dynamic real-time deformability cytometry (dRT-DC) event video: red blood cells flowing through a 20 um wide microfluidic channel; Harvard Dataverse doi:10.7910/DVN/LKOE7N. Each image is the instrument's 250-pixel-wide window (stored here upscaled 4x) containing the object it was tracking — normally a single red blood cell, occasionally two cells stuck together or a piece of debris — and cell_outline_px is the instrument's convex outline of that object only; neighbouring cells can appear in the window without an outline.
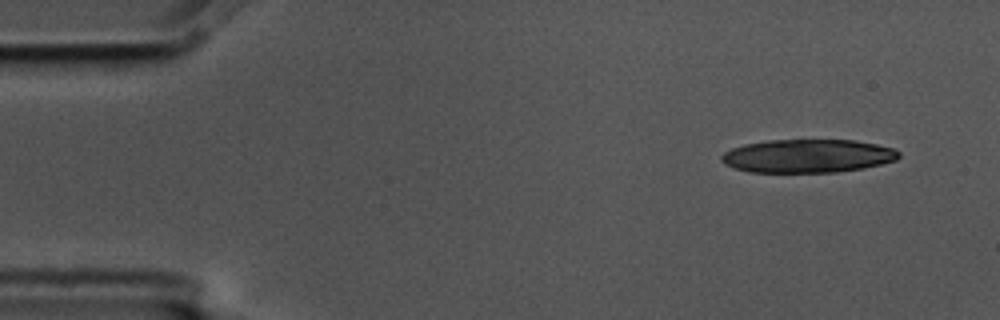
{"species": "common noctule bat (a hibernating species)", "species_latin": "Nyctalus noctula", "temperature_condition": "cold", "stored_images_in_passage": 4, "camera_frame_rate_fps": 3000, "um_per_image_px": 0.085, "animal": {"sex": "male", "body_mass_g": 17.5, "forearm_length_mm": 52.3}, "frame": {"image": 1, "passage_image": 1, "time_ms": 0.0, "image_size_px": [1000, 320], "cell_outline_px": [[900, 156], [896, 160], [864, 168], [836, 172], [748, 172], [724, 164], [720, 160], [720, 156], [724, 152], [732, 148], [744, 144], [768, 140], [856, 140], [876, 144], [892, 148], [900, 152]], "centroid_in_image_um": [68.64, 13.25], "position_along_channel_um": 16.4, "area_um2": 34.56}}